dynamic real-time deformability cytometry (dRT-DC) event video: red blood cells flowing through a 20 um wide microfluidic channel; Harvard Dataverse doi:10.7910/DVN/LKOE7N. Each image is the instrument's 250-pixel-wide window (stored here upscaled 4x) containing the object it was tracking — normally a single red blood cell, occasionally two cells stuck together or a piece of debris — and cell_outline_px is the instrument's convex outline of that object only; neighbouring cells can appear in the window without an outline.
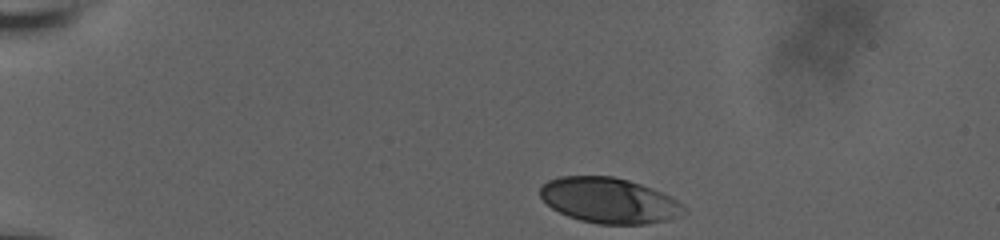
{"species": "human", "species_latin": "Homo sapiens", "temperature_condition": "room temperature", "stored_images_in_passage": 38, "camera_frame_rate_fps": 3000, "um_per_image_px": 0.085, "donor": {"sex": "male"}, "frame": {"image": 1, "passage_image": 1, "time_ms": 0.0, "image_size_px": [1000, 240], "cell_outline_px": [[688, 212], [668, 220], [644, 224], [600, 224], [580, 220], [568, 216], [552, 208], [540, 196], [540, 188], [548, 180], [560, 176], [612, 176], [628, 180], [652, 188], [676, 200]], "centroid_in_image_um": [51.76, 17.04], "position_along_channel_um": 33.2, "area_um2": 37.74}}
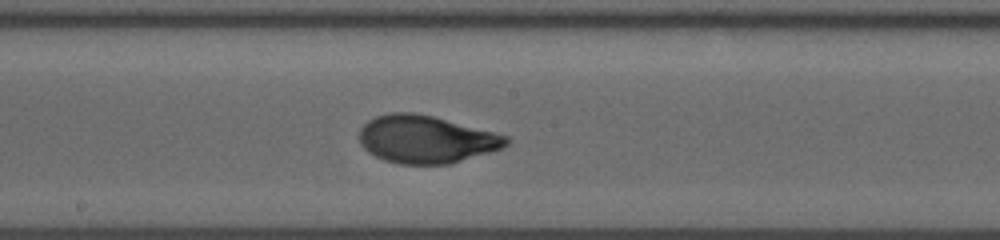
{"frame": {"image": 2, "passage_image": 22, "time_ms": 7.0, "image_size_px": [1000, 240], "cell_outline_px": [[508, 144], [504, 148], [448, 164], [400, 164], [384, 160], [368, 152], [360, 144], [360, 128], [368, 120], [376, 116], [392, 112], [412, 112], [432, 116], [508, 136]], "centroid_in_image_um": [36.19, 11.84], "position_along_channel_um": 212.0, "area_um2": 40.52}}
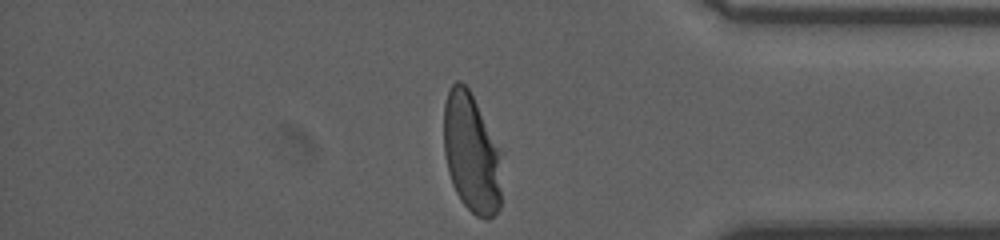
{"frame": {"image": 3, "passage_image": 38, "time_ms": 12.333, "image_size_px": [1000, 240], "cell_outline_px": [[500, 208], [488, 220], [484, 220], [476, 216], [460, 200], [452, 184], [448, 172], [444, 152], [444, 104], [448, 92], [452, 84], [456, 80], [460, 80], [468, 88], [500, 152]], "centroid_in_image_um": [40.04, 13.05], "position_along_channel_um": 395.2, "area_um2": 39.82}, "authors_computed_cell_mechanics": {"area_um2": 39.9687, "velocity_mm_per_s": 3.7275, "shape_relaxation_time_tau1_ms": 4.5666, "shape_relaxation_time_tau2_ms": null, "deformation_change_tau1": 0.1869, "deformation_change_tau2": null}}